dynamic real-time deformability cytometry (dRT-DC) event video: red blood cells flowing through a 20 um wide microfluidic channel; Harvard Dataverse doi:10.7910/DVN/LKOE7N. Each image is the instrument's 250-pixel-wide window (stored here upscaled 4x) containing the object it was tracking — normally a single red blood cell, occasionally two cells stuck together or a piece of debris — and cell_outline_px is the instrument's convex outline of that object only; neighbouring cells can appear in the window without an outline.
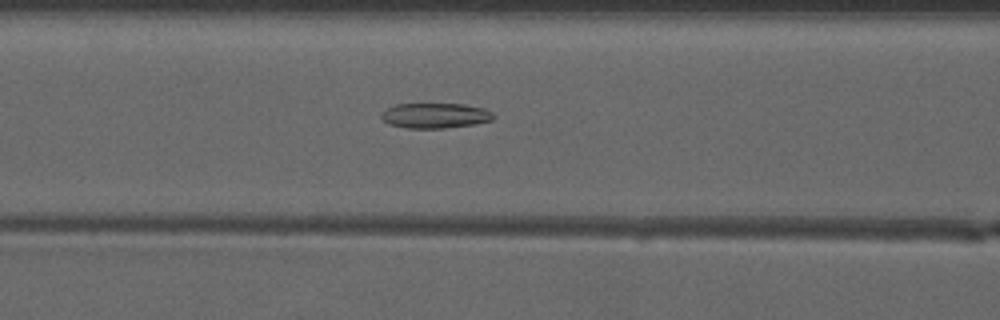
{"species": "common noctule bat (a hibernating species)", "species_latin": "Nyctalus noctula", "temperature_condition": "warm", "stored_images_in_passage": 48, "camera_frame_rate_fps": 3000, "um_per_image_px": 0.085, "animal": {"sex": "male", "forearm_length_mm": 52.5}, "frame": {"image": 1, "passage_image": 22, "time_ms": 7.0, "image_size_px": [1000, 320], "cell_outline_px": [[496, 116], [492, 120], [472, 124], [444, 128], [404, 128], [388, 124], [380, 116], [380, 112], [396, 104], [464, 104], [484, 108], [492, 112]], "centroid_in_image_um": [36.97, 9.82], "position_along_channel_um": 129.6, "area_um2": 16.47}}
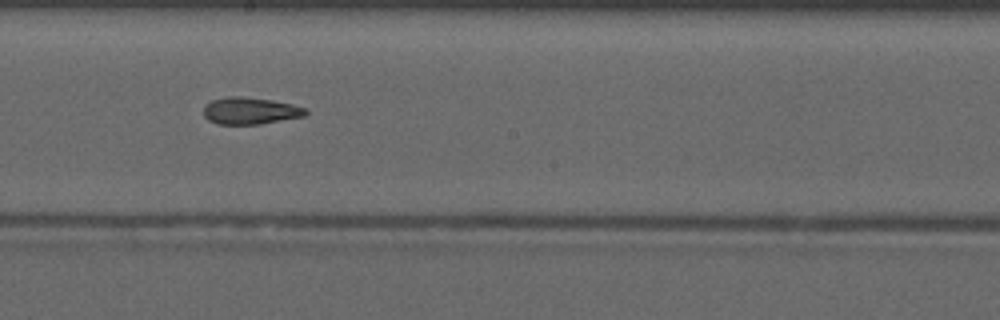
{"frame": {"image": 2, "passage_image": 29, "time_ms": 9.333, "image_size_px": [1000, 320], "cell_outline_px": [[308, 112], [304, 116], [260, 124], [216, 124], [208, 120], [204, 116], [204, 104], [212, 100], [228, 96], [240, 96], [272, 100], [292, 104], [304, 108]], "centroid_in_image_um": [21.23, 9.41], "position_along_channel_um": 227.0, "area_um2": 16.01}}
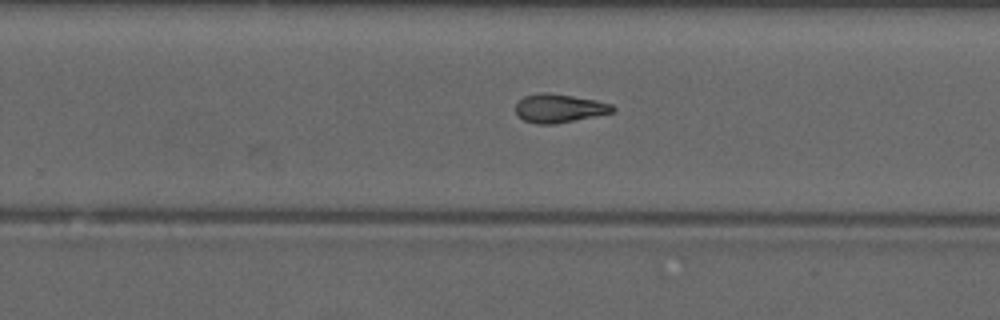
{"frame": {"image": 3, "passage_image": 33, "time_ms": 10.667, "image_size_px": [1000, 320], "cell_outline_px": [[616, 112], [556, 124], [536, 124], [524, 120], [516, 116], [516, 104], [524, 96], [540, 92], [548, 92], [596, 100], [612, 104], [616, 108]], "centroid_in_image_um": [47.55, 9.21], "position_along_channel_um": 282.3, "area_um2": 16.36}}